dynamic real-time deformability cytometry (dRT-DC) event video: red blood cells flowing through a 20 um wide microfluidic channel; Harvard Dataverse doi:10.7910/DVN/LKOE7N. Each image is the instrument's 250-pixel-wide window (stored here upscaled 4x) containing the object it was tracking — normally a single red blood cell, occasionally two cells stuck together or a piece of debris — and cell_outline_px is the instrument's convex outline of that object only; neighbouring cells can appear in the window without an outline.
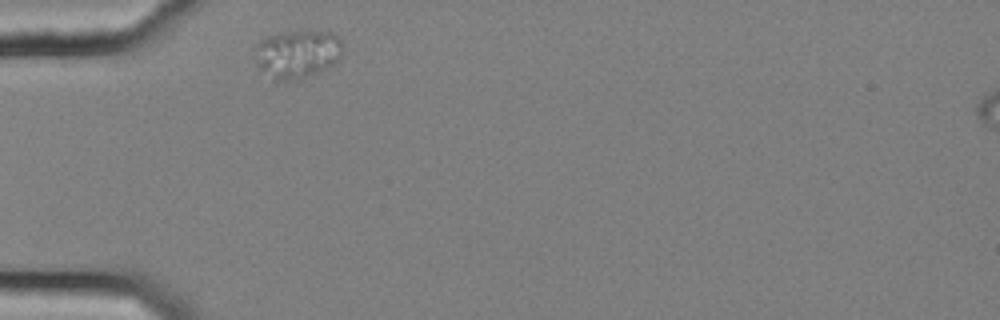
{"species": "common noctule bat (a hibernating species)", "species_latin": "Nyctalus noctula", "temperature_condition": "cold", "stored_images_in_passage": 34, "camera_frame_rate_fps": 3000, "um_per_image_px": 0.085, "animal": {"sex": "female", "body_mass_g": 25.1}, "frame": {"image": 1, "passage_image": 1, "time_ms": 0.0, "image_size_px": [1000, 320], "cell_outline_px": [[344, 48], [340, 60], [300, 80], [276, 84], [260, 72], [252, 56], [252, 48], [260, 40], [268, 36], [284, 32], [332, 32], [340, 40]], "centroid_in_image_um": [25.16, 4.65], "position_along_channel_um": 59.8, "area_um2": 25.61}}
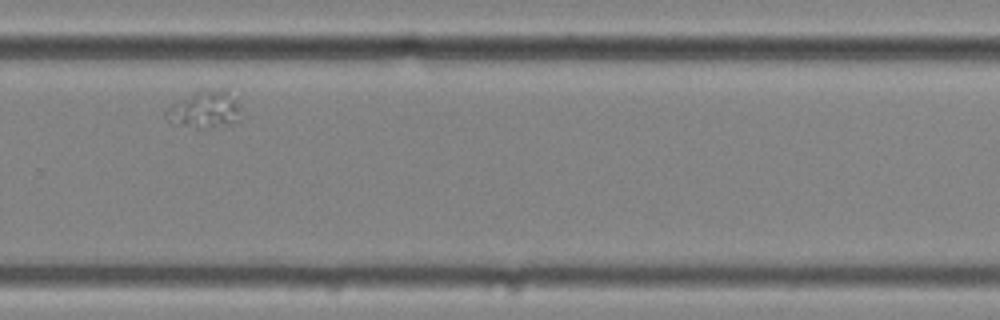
{"frame": {"image": 2, "passage_image": 25, "time_ms": 8.0, "image_size_px": [1000, 320], "cell_outline_px": [[240, 120], [232, 124], [196, 128], [172, 124], [164, 116], [164, 112], [172, 104], [196, 92], [208, 88], [228, 88], [236, 100], [240, 108]], "centroid_in_image_um": [17.43, 9.29], "position_along_channel_um": 312.4, "area_um2": 16.42}}
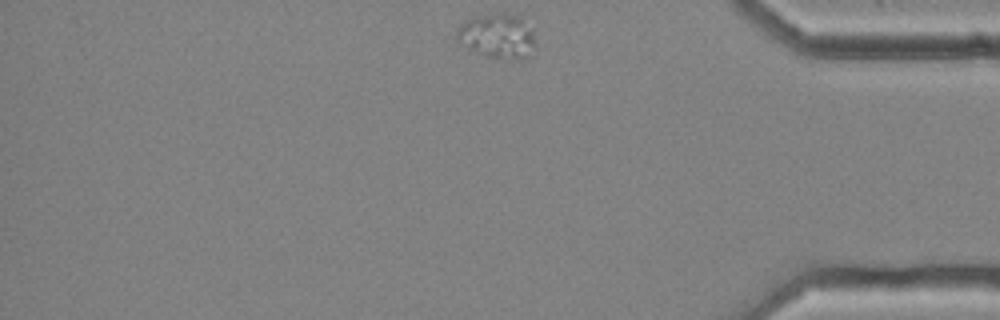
{"frame": {"image": 3, "passage_image": 34, "time_ms": 11.0, "image_size_px": [1000, 320], "cell_outline_px": [[536, 52], [532, 56], [520, 60], [508, 60], [484, 56], [468, 48], [456, 40], [456, 28], [460, 24], [468, 20], [480, 16], [500, 12], [504, 12], [520, 16], [532, 32], [536, 44]], "centroid_in_image_um": [42.32, 3.1], "position_along_channel_um": 392.9, "area_um2": 20.92}}